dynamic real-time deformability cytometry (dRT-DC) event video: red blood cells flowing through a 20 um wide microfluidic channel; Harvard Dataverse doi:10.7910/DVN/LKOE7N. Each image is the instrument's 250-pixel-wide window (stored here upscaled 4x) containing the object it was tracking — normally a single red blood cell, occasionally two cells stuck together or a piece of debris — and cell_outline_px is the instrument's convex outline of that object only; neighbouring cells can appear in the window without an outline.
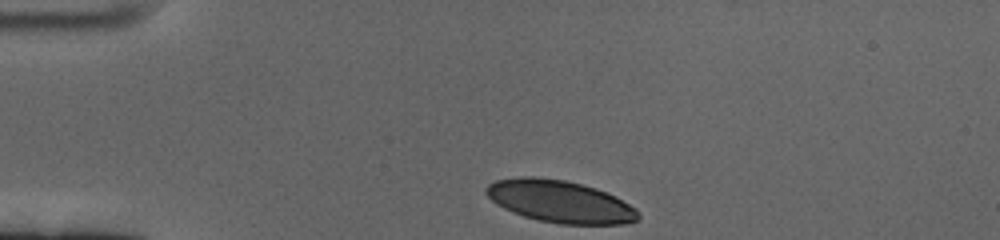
{"species": "human", "species_latin": "Homo sapiens", "temperature_condition": "cold", "stored_images_in_passage": 38, "camera_frame_rate_fps": 3000, "um_per_image_px": 0.085, "donor": {"sex": "female"}, "frame": {"image": 1, "passage_image": 1, "time_ms": 0.0, "image_size_px": [1000, 240], "cell_outline_px": [[640, 216], [636, 220], [624, 224], [560, 224], [540, 220], [524, 216], [512, 212], [496, 204], [484, 192], [484, 188], [488, 184], [496, 180], [520, 176], [532, 176], [564, 180], [596, 188], [616, 196], [636, 208]], "centroid_in_image_um": [47.58, 17.12], "position_along_channel_um": 37.4, "area_um2": 37.4}}
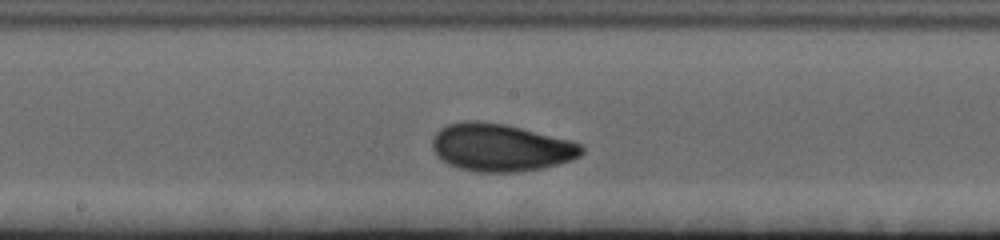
{"frame": {"image": 2, "passage_image": 20, "time_ms": 6.333, "image_size_px": [1000, 240], "cell_outline_px": [[584, 152], [580, 156], [572, 160], [540, 168], [516, 172], [476, 172], [460, 168], [448, 164], [440, 160], [432, 148], [432, 140], [436, 132], [440, 128], [448, 124], [468, 120], [476, 120], [504, 124], [568, 140], [580, 144], [584, 148]], "centroid_in_image_um": [42.51, 12.54], "position_along_channel_um": 205.7, "area_um2": 41.21}}
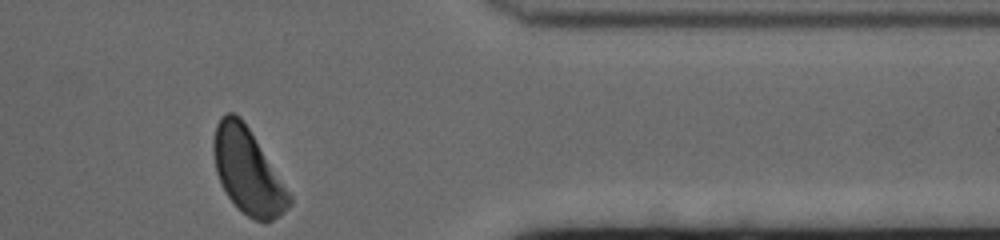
{"frame": {"image": 3, "passage_image": 38, "time_ms": 12.333, "image_size_px": [1000, 240], "cell_outline_px": [[292, 204], [280, 216], [272, 220], [256, 220], [248, 216], [228, 196], [216, 172], [212, 152], [212, 140], [216, 124], [220, 116], [228, 112], [232, 112], [240, 116], [248, 128], [292, 196]], "centroid_in_image_um": [21.04, 14.52], "position_along_channel_um": 390.4, "area_um2": 36.99}, "authors_computed_cell_mechanics": {"area_um2": 39.2462, "velocity_mm_per_s": 3.3519, "shape_relaxation_time_tau1_ms": 2.8701, "shape_relaxation_time_tau2_ms": 2.1446, "deformation_change_tau1": 0.1069, "deformation_change_tau2": 0.0665}}